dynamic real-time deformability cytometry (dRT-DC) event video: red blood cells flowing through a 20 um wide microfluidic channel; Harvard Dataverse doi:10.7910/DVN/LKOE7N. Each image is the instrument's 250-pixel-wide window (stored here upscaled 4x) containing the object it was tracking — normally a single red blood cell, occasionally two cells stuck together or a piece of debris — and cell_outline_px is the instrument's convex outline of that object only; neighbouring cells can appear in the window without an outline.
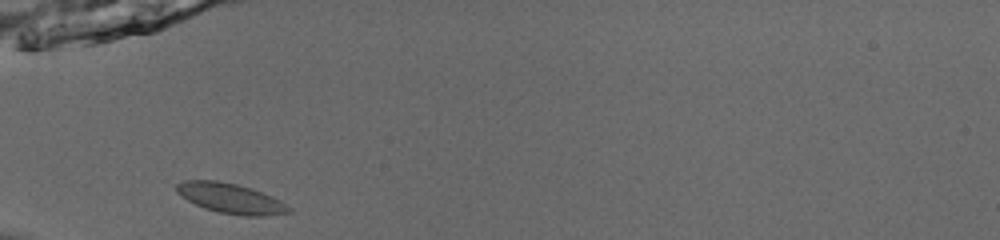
{"species": "common noctule bat (a hibernating species)", "species_latin": "Nyctalus noctula", "temperature_condition": "room temperature", "stored_images_in_passage": 35, "camera_frame_rate_fps": 3000, "um_per_image_px": 0.085, "animal": {"sex": "male", "body_mass_g": 13.0, "forearm_length_mm": 53.1}, "frame": {"image": 1, "passage_image": 1, "time_ms": 0.0, "image_size_px": [1000, 240], "cell_outline_px": [[292, 212], [268, 216], [244, 216], [220, 212], [204, 208], [180, 196], [176, 192], [176, 184], [184, 180], [216, 180], [236, 184], [252, 188], [272, 196], [280, 200], [292, 208]], "centroid_in_image_um": [19.63, 16.86], "position_along_channel_um": 65.4, "area_um2": 19.77}}
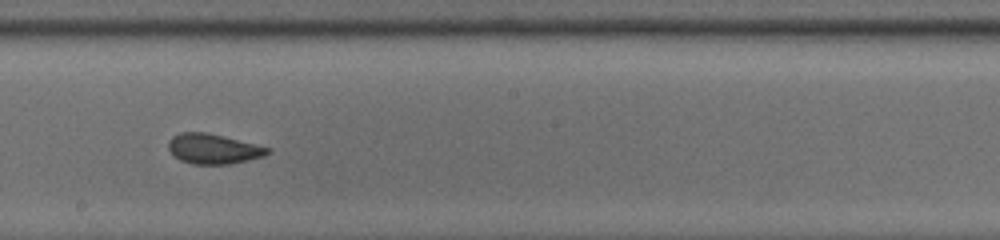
{"frame": {"image": 2, "passage_image": 14, "time_ms": 4.333, "image_size_px": [1000, 240], "cell_outline_px": [[272, 152], [264, 156], [248, 160], [228, 164], [192, 164], [180, 160], [168, 148], [168, 140], [172, 136], [180, 132], [208, 132], [256, 144], [268, 148]], "centroid_in_image_um": [18.12, 12.64], "position_along_channel_um": 230.1, "area_um2": 17.34}}
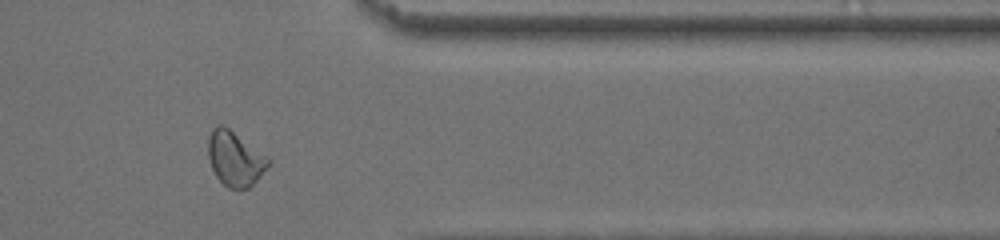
{"frame": {"image": 3, "passage_image": 27, "time_ms": 8.667, "image_size_px": [1000, 240], "cell_outline_px": [[272, 160], [260, 176], [248, 188], [228, 188], [216, 176], [212, 168], [208, 156], [208, 136], [212, 128], [220, 124], [228, 128], [268, 156]], "centroid_in_image_um": [19.97, 13.47], "position_along_channel_um": 391.4, "area_um2": 18.96}, "authors_computed_cell_mechanics": {"area_um2": 17.918, "velocity_mm_per_s": 3.8807, "shape_relaxation_time_tau1_ms": 4.9423, "shape_relaxation_time_tau2_ms": null, "deformation_change_tau1": 0.1116, "deformation_change_tau2": null}}